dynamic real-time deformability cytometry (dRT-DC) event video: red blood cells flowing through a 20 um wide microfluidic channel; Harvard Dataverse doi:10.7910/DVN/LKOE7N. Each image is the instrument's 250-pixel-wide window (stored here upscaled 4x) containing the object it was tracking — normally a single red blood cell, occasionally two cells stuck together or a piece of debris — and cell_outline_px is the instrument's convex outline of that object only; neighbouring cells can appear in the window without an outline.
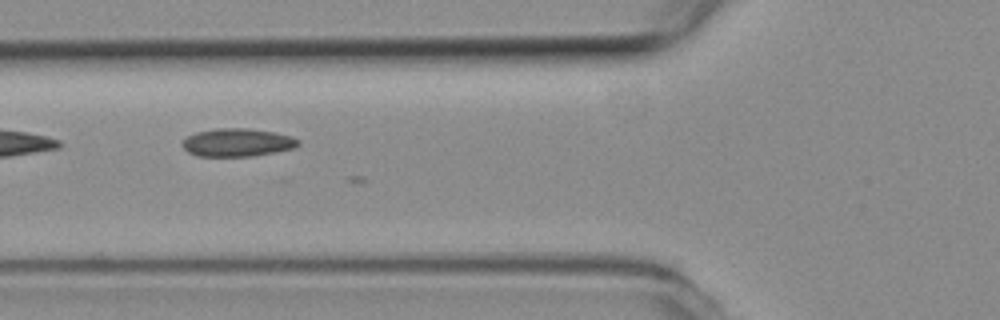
{"species": "common noctule bat (a hibernating species)", "species_latin": "Nyctalus noctula", "temperature_condition": "room temperature", "stored_images_in_passage": 21, "camera_frame_rate_fps": 3000, "um_per_image_px": 0.085, "animal": {"sex": "female", "body_mass_g": 19.3, "forearm_length_mm": 54.1}, "frame": {"image": 1, "passage_image": 4, "time_ms": 1.0, "image_size_px": [1000, 320], "cell_outline_px": [[300, 144], [296, 148], [276, 152], [252, 156], [196, 156], [188, 152], [180, 144], [188, 136], [196, 132], [216, 128], [248, 128], [276, 132], [292, 136], [300, 140]], "centroid_in_image_um": [20.21, 12.11], "position_along_channel_um": 105.6, "area_um2": 19.19}}
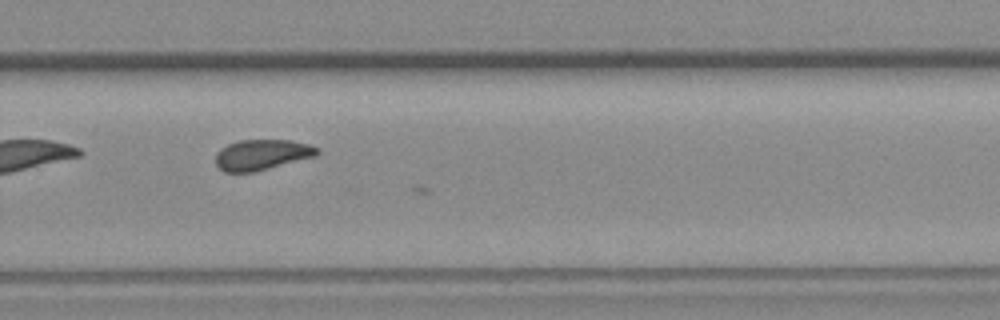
{"frame": {"image": 2, "passage_image": 20, "time_ms": 6.333, "image_size_px": [1000, 320], "cell_outline_px": [[320, 152], [316, 156], [252, 172], [224, 172], [216, 164], [216, 152], [220, 148], [228, 144], [240, 140], [292, 140], [308, 144], [320, 148]], "centroid_in_image_um": [22.26, 13.14], "position_along_channel_um": 307.5, "area_um2": 18.03}}